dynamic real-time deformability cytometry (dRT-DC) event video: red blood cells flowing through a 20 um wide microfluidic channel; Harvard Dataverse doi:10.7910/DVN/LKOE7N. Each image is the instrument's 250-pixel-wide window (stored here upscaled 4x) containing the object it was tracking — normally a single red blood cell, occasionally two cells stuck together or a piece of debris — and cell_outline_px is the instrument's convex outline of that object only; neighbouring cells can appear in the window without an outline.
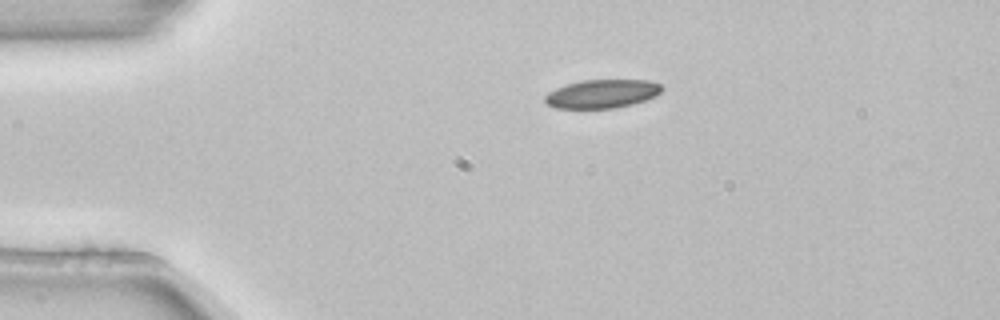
{"species": "common noctule bat (a hibernating species)", "species_latin": "Nyctalus noctula", "temperature_condition": "room temperature", "stored_images_in_passage": 2, "camera_frame_rate_fps": 3000, "um_per_image_px": 0.085, "animal": {"sex": "female", "body_mass_g": 22.7, "forearm_length_mm": 54.2}, "frame": {"image": 1, "passage_image": 1, "time_ms": 0.0, "image_size_px": [1000, 320], "cell_outline_px": [[664, 88], [656, 96], [632, 104], [616, 108], [556, 108], [548, 104], [544, 100], [544, 96], [548, 92], [556, 88], [580, 80], [648, 80], [660, 84]], "centroid_in_image_um": [51.18, 7.97], "position_along_channel_um": 33.8, "area_um2": 19.42}}